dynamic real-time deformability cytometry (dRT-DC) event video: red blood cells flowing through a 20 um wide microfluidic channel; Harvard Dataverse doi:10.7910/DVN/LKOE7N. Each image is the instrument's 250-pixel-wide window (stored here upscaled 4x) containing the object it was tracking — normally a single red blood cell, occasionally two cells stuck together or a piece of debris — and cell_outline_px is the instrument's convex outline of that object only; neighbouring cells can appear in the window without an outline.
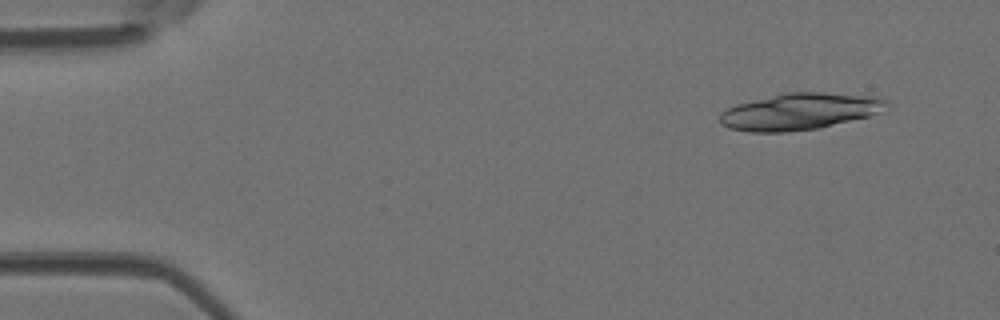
{"species": "Egyptian fruit bat (a non-hibernating species)", "species_latin": "Rousettus aegyptiacus", "temperature_condition": "room temperature", "stored_images_in_passage": 17, "camera_frame_rate_fps": 3000, "um_per_image_px": 0.085, "animal": {"sex": "female"}, "frame": {"image": 1, "passage_image": 3, "time_ms": 0.667, "image_size_px": [1000, 320], "cell_outline_px": [[892, 104], [884, 112], [820, 128], [784, 132], [748, 132], [728, 128], [720, 124], [720, 112], [736, 104], [788, 92], [824, 92], [876, 96], [888, 100]], "centroid_in_image_um": [68.04, 9.47], "position_along_channel_um": 17.0, "area_um2": 35.95}}